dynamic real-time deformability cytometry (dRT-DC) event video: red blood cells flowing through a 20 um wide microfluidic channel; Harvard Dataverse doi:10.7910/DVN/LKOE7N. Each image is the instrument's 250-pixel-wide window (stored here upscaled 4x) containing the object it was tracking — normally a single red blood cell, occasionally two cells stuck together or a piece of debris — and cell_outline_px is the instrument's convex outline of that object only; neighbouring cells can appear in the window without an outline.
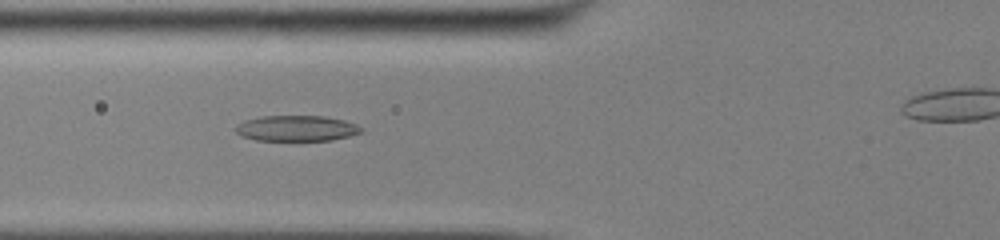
{"species": "common noctule bat (a hibernating species)", "species_latin": "Nyctalus noctula", "temperature_condition": "cold", "stored_images_in_passage": 44, "camera_frame_rate_fps": 3000, "um_per_image_px": 0.085, "animal": {"sex": "male", "body_mass_g": 13.0, "forearm_length_mm": 53.1}, "frame": {"image": 1, "passage_image": 17, "time_ms": 5.333, "image_size_px": [1000, 240], "cell_outline_px": [[364, 132], [332, 140], [256, 140], [244, 136], [236, 132], [236, 124], [244, 120], [260, 116], [324, 116], [344, 120], [356, 124], [364, 128]], "centroid_in_image_um": [25.23, 10.9], "position_along_channel_um": 100.6, "area_um2": 18.79}}
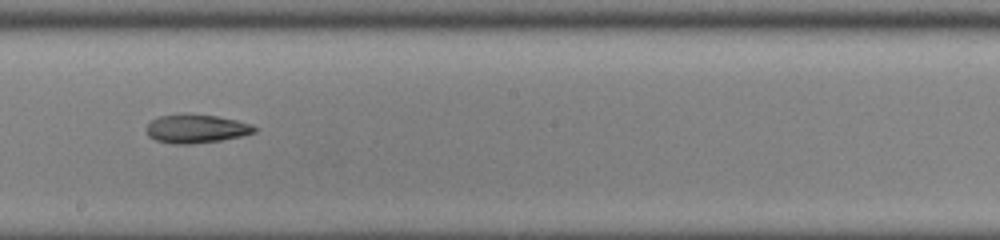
{"frame": {"image": 2, "passage_image": 27, "time_ms": 8.667, "image_size_px": [1000, 240], "cell_outline_px": [[256, 132], [240, 136], [220, 140], [192, 144], [172, 144], [156, 140], [148, 136], [144, 128], [152, 120], [160, 116], [184, 112], [216, 116], [236, 120], [252, 124], [256, 128]], "centroid_in_image_um": [16.63, 10.92], "position_along_channel_um": 231.6, "area_um2": 18.26}}
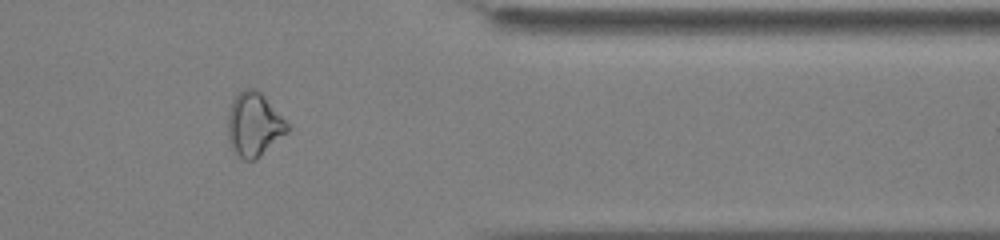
{"frame": {"image": 3, "passage_image": 40, "time_ms": 13.0, "image_size_px": [1000, 240], "cell_outline_px": [[288, 132], [256, 160], [244, 160], [232, 148], [228, 136], [228, 116], [232, 100], [244, 88], [256, 88], [264, 96], [288, 124]], "centroid_in_image_um": [21.59, 10.59], "position_along_channel_um": 389.8, "area_um2": 21.79}}